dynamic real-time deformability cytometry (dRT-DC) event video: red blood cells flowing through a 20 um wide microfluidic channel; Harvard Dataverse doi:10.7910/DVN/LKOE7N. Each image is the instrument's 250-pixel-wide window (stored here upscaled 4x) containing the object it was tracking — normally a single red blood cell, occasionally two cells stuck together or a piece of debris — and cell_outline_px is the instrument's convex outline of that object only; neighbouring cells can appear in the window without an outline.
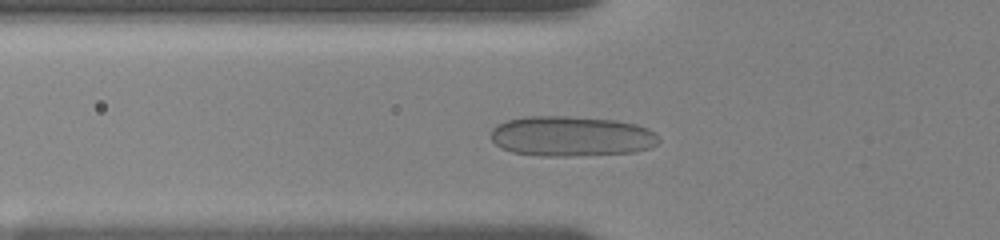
{"species": "human", "species_latin": "Homo sapiens", "temperature_condition": "room temperature", "stored_images_in_passage": 47, "camera_frame_rate_fps": 3000, "um_per_image_px": 0.085, "donor": {"sex": "female"}, "frame": {"image": 1, "passage_image": 14, "time_ms": 5.0, "image_size_px": [1000, 240], "cell_outline_px": [[660, 140], [656, 144], [648, 148], [632, 152], [568, 156], [540, 156], [512, 152], [500, 148], [492, 140], [492, 128], [496, 124], [508, 120], [524, 116], [568, 116], [616, 120], [636, 124], [648, 128], [656, 132]], "centroid_in_image_um": [48.55, 11.57], "position_along_channel_um": 77.2, "area_um2": 39.48}}
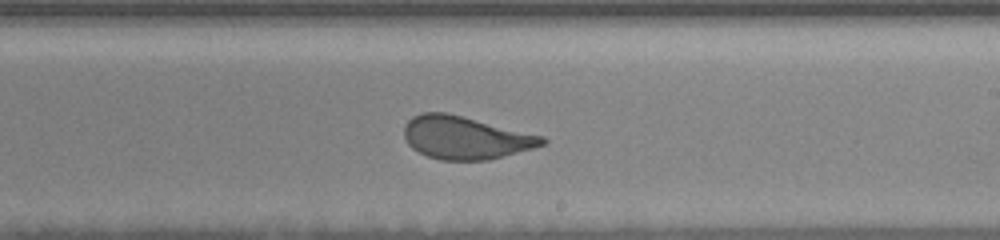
{"frame": {"image": 2, "passage_image": 26, "time_ms": 9.667, "image_size_px": [1000, 240], "cell_outline_px": [[548, 140], [544, 144], [532, 148], [488, 160], [440, 160], [428, 156], [412, 148], [408, 144], [404, 136], [404, 124], [412, 116], [424, 112], [444, 112], [544, 136]], "centroid_in_image_um": [39.53, 11.7], "position_along_channel_um": 249.5, "area_um2": 34.16}}
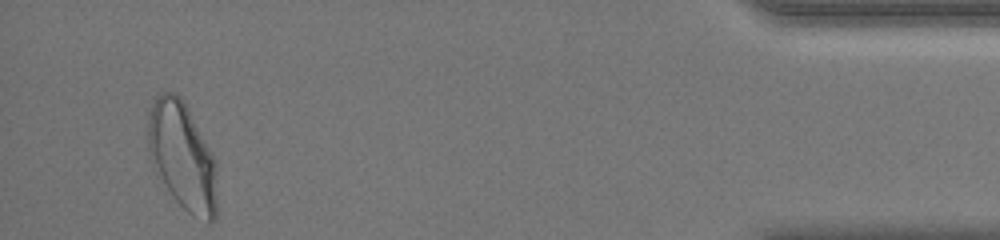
{"frame": {"image": 3, "passage_image": 45, "time_ms": 16.0, "image_size_px": [1000, 240], "cell_outline_px": [[216, 220], [208, 224], [192, 216], [176, 200], [156, 176], [152, 168], [148, 148], [148, 112], [156, 96], [160, 92], [176, 92], [184, 100], [216, 160]], "centroid_in_image_um": [15.49, 13.29], "position_along_channel_um": 419.7, "area_um2": 44.04}, "authors_computed_cell_mechanics": {"area_um2": 38.0902, "velocity_mm_per_s": 3.6683, "shape_relaxation_time_tau1_ms": 8.0097, "shape_relaxation_time_tau2_ms": null, "deformation_change_tau1": 0.1766, "deformation_change_tau2": null}}